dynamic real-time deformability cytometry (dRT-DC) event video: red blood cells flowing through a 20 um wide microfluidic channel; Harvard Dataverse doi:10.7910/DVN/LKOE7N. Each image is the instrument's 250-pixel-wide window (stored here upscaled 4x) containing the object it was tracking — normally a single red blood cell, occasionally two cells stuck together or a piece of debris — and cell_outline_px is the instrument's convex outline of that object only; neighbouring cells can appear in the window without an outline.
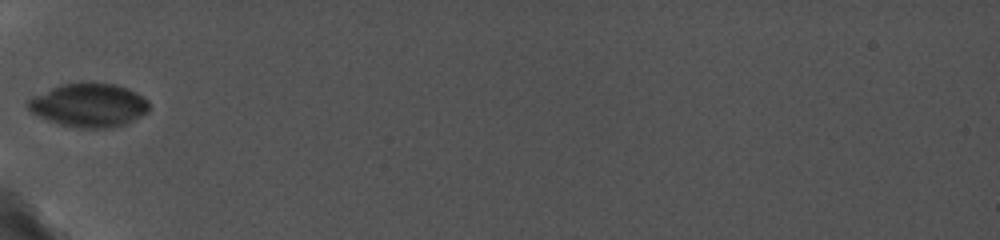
{"species": "common noctule bat (a hibernating species)", "species_latin": "Nyctalus noctula", "temperature_condition": "cold", "stored_images_in_passage": 15, "camera_frame_rate_fps": 5000, "um_per_image_px": 0.085, "animal": {"sex": "female", "body_mass_g": 19.0, "forearm_length_mm": 56.7}, "frame": {"image": 1, "passage_image": 1, "time_ms": 0.0, "image_size_px": [1000, 240], "cell_outline_px": [[148, 112], [124, 124], [108, 128], [80, 128], [60, 124], [48, 120], [32, 112], [28, 108], [28, 100], [32, 96], [52, 88], [64, 84], [116, 84], [128, 88], [136, 92], [148, 100]], "centroid_in_image_um": [7.57, 8.95], "position_along_channel_um": 77.4, "area_um2": 30.17}, "authors_computed_cell_mechanics": {"area_um2": 20.3456, "velocity_mm_per_s": 3.765, "shape_relaxation_time_tau1_ms": 2.1347, "shape_relaxation_time_tau2_ms": null, "deformation_change_tau1": 0.0889, "deformation_change_tau2": null}}